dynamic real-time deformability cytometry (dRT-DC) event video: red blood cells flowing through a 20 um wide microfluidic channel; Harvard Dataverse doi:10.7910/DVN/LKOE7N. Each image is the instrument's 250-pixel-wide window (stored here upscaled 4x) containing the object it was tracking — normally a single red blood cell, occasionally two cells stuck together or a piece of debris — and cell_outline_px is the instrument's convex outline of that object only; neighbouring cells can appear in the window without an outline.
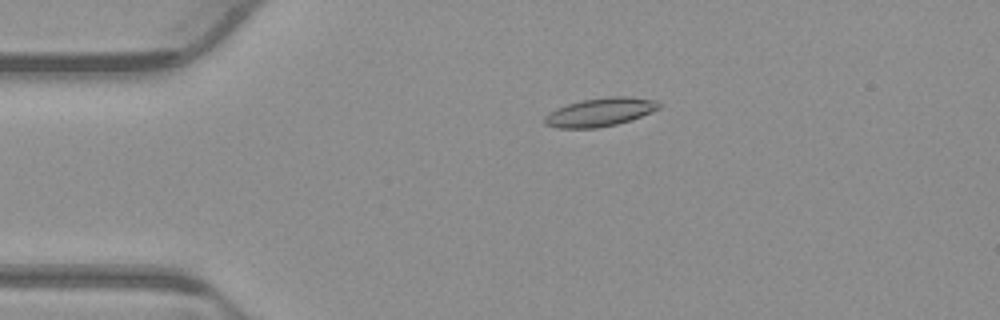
{"species": "common noctule bat (a hibernating species)", "species_latin": "Nyctalus noctula", "temperature_condition": "warm", "stored_images_in_passage": 54, "camera_frame_rate_fps": 3000, "um_per_image_px": 0.085, "animal": {"sex": "male", "body_mass_g": 23.1, "forearm_length_mm": 52.7}, "frame": {"image": 1, "passage_image": 12, "time_ms": 3.667, "image_size_px": [1000, 320], "cell_outline_px": [[660, 108], [652, 112], [616, 124], [596, 128], [556, 128], [544, 124], [544, 116], [548, 112], [556, 108], [568, 104], [584, 100], [608, 96], [628, 96], [656, 100], [660, 104]], "centroid_in_image_um": [50.98, 9.53], "position_along_channel_um": 34.0, "area_um2": 18.9}}
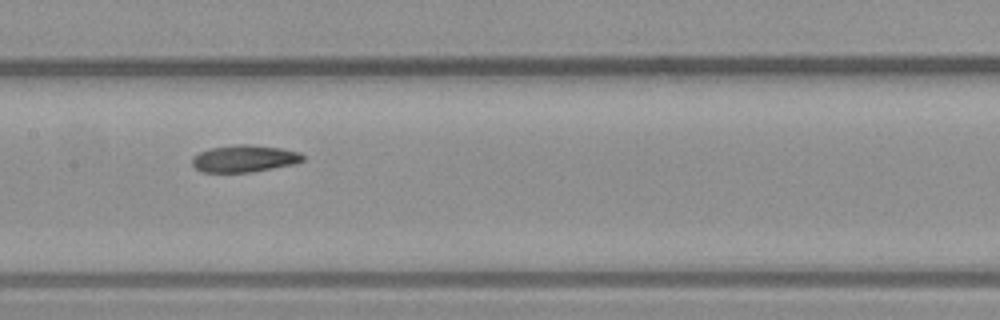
{"frame": {"image": 2, "passage_image": 27, "time_ms": 8.667, "image_size_px": [1000, 320], "cell_outline_px": [[304, 160], [292, 164], [272, 168], [248, 172], [200, 172], [192, 164], [192, 156], [208, 148], [236, 144], [248, 144], [280, 148], [300, 152], [304, 156]], "centroid_in_image_um": [20.73, 13.47], "position_along_channel_um": 186.7, "area_um2": 17.4}}
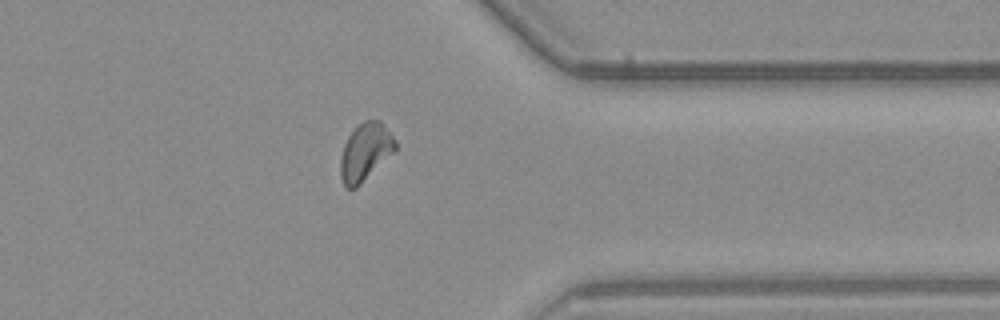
{"frame": {"image": 3, "passage_image": 43, "time_ms": 14.0, "image_size_px": [1000, 320], "cell_outline_px": [[396, 148], [356, 188], [344, 188], [340, 176], [340, 160], [344, 144], [348, 136], [364, 120], [380, 120], [396, 140]], "centroid_in_image_um": [31.02, 12.92], "position_along_channel_um": 380.4, "area_um2": 17.98}}